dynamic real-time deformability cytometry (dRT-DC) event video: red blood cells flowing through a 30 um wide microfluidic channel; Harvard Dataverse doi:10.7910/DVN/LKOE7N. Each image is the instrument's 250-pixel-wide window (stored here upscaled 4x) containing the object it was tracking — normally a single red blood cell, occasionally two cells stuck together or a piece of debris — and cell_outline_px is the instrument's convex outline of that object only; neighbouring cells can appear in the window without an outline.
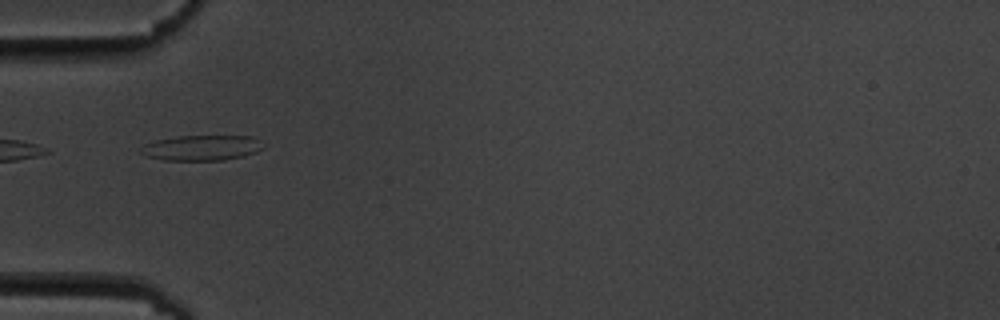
{"species": "common noctule bat (a hibernating species)", "species_latin": "Nyctalus noctula", "temperature_condition": "cold", "stored_images_in_passage": 10, "camera_frame_rate_fps": 3000, "um_per_image_px": 0.085, "animal": {"sex": "male", "body_mass_g": 19.5, "forearm_length_mm": 54.6}, "frame": {"image": 1, "passage_image": 6, "time_ms": 5.667, "image_size_px": [1000, 320], "cell_outline_px": [[264, 148], [256, 152], [244, 156], [224, 160], [164, 160], [148, 156], [140, 152], [140, 148], [144, 144], [156, 140], [180, 136], [252, 136]], "centroid_in_image_um": [17.12, 12.57], "position_along_channel_um": 67.9, "area_um2": 17.86}}
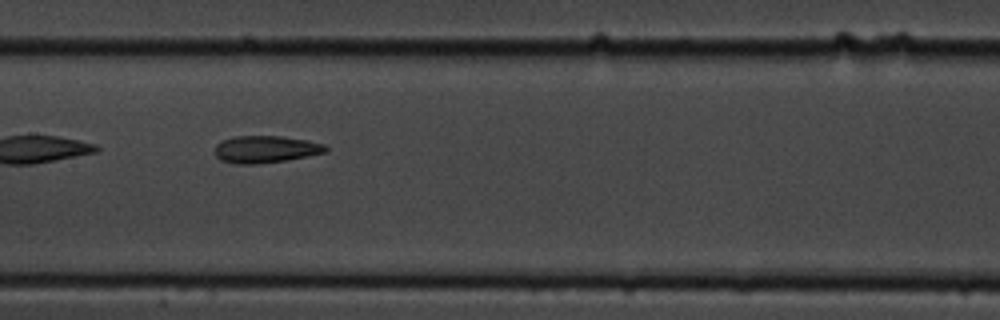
{"frame": {"image": 2, "passage_image": 9, "time_ms": 9.0, "image_size_px": [1000, 320], "cell_outline_px": [[328, 148], [324, 152], [288, 160], [256, 164], [236, 164], [220, 160], [216, 156], [216, 144], [224, 140], [236, 136], [280, 136], [308, 140], [324, 144]], "centroid_in_image_um": [22.57, 12.69], "position_along_channel_um": 184.8, "area_um2": 17.4}}
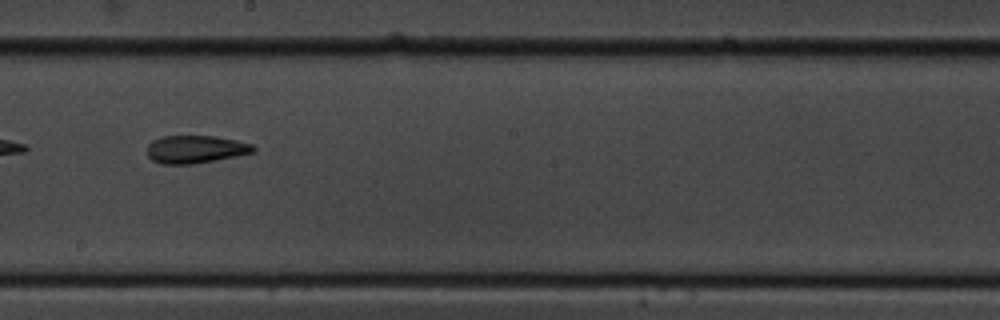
{"frame": {"image": 3, "passage_image": 10, "time_ms": 10.333, "image_size_px": [1000, 320], "cell_outline_px": [[256, 152], [216, 160], [192, 164], [160, 164], [152, 160], [148, 156], [148, 144], [152, 140], [160, 136], [216, 136], [236, 140], [252, 144], [256, 148]], "centroid_in_image_um": [16.62, 12.69], "position_along_channel_um": 231.6, "area_um2": 17.34}}